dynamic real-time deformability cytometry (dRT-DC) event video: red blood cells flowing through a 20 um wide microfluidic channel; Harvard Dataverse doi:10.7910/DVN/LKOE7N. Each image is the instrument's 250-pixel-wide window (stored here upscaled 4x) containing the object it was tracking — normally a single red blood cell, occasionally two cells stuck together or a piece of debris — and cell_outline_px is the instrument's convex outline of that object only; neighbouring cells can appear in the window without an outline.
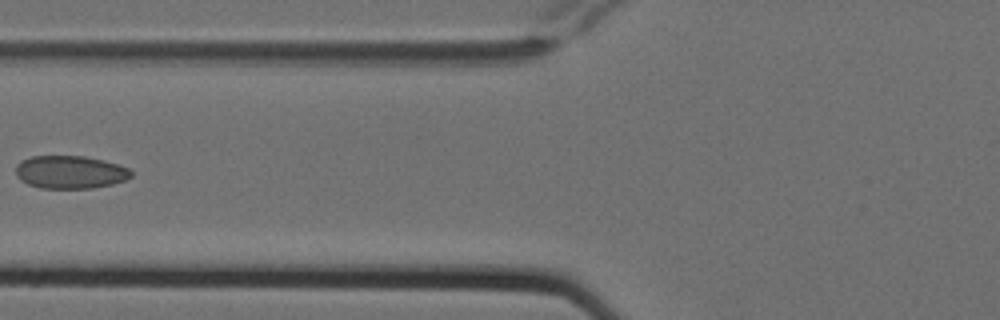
{"species": "Egyptian fruit bat (a non-hibernating species)", "species_latin": "Rousettus aegyptiacus", "temperature_condition": "cold", "stored_images_in_passage": 8, "camera_frame_rate_fps": 3000, "um_per_image_px": 0.085, "animal": {"sex": "female"}, "frame": {"image": 1, "passage_image": 7, "time_ms": 2.0, "image_size_px": [1000, 320], "cell_outline_px": [[132, 176], [124, 180], [112, 184], [92, 188], [40, 188], [28, 184], [20, 180], [16, 176], [16, 164], [20, 160], [32, 156], [84, 156], [104, 160], [128, 168], [132, 172]], "centroid_in_image_um": [5.93, 14.63], "position_along_channel_um": 119.9, "area_um2": 22.2}}
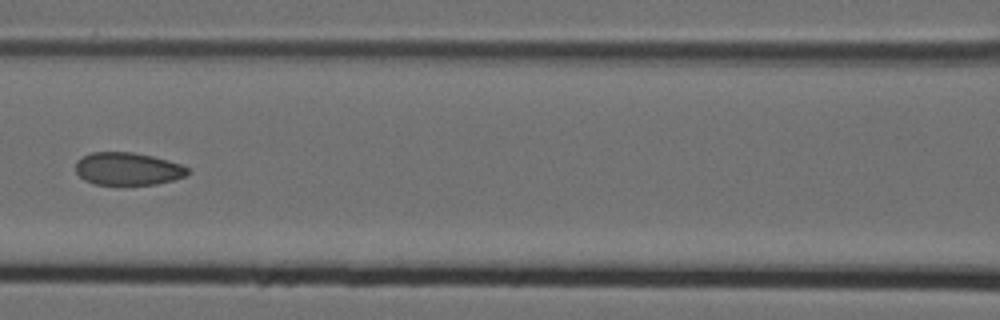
{"frame": {"image": 2, "passage_image": 8, "time_ms": 2.333, "image_size_px": [1000, 320], "cell_outline_px": [[192, 172], [184, 176], [172, 180], [156, 184], [124, 188], [92, 184], [84, 180], [76, 172], [76, 160], [92, 152], [132, 152], [152, 156], [168, 160], [180, 164], [188, 168]], "centroid_in_image_um": [10.84, 14.4], "position_along_channel_um": 155.8, "area_um2": 22.2}}